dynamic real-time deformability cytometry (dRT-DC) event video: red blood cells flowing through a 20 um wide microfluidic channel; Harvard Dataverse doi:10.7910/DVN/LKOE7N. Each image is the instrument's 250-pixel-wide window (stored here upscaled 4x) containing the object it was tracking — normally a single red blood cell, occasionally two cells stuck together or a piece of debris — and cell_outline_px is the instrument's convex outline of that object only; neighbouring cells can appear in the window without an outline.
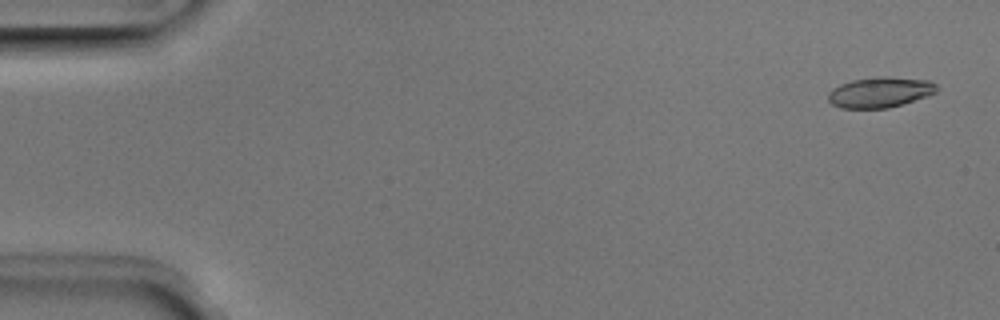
{"species": "Egyptian fruit bat (a non-hibernating species)", "species_latin": "Rousettus aegyptiacus", "temperature_condition": "room temperature", "stored_images_in_passage": 51, "camera_frame_rate_fps": 3000, "um_per_image_px": 0.085, "animal": {"sex": "male"}, "frame": {"image": 1, "passage_image": 2, "time_ms": 0.333, "image_size_px": [1000, 320], "cell_outline_px": [[936, 92], [888, 108], [840, 108], [832, 104], [828, 100], [828, 92], [832, 88], [840, 84], [852, 80], [876, 76], [884, 76], [928, 80], [936, 84]], "centroid_in_image_um": [74.73, 7.83], "position_along_channel_um": 10.3, "area_um2": 19.07}}
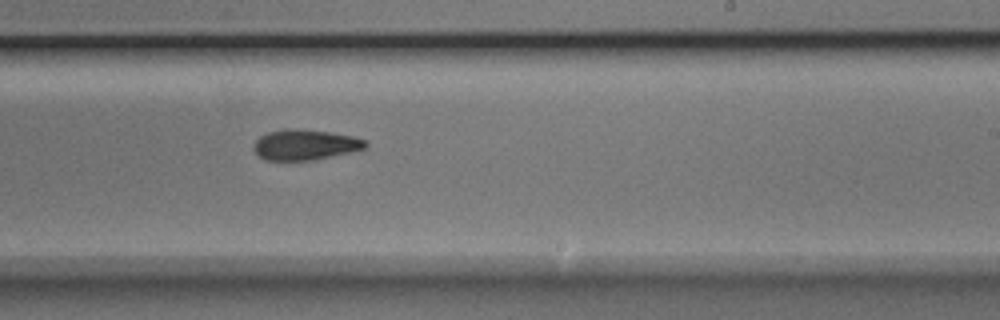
{"frame": {"image": 2, "passage_image": 31, "time_ms": 10.0, "image_size_px": [1000, 320], "cell_outline_px": [[368, 148], [312, 160], [264, 160], [252, 148], [252, 144], [260, 136], [268, 132], [284, 128], [288, 128], [328, 132], [352, 136], [364, 140], [368, 144]], "centroid_in_image_um": [25.9, 12.3], "position_along_channel_um": 263.1, "area_um2": 19.71}}
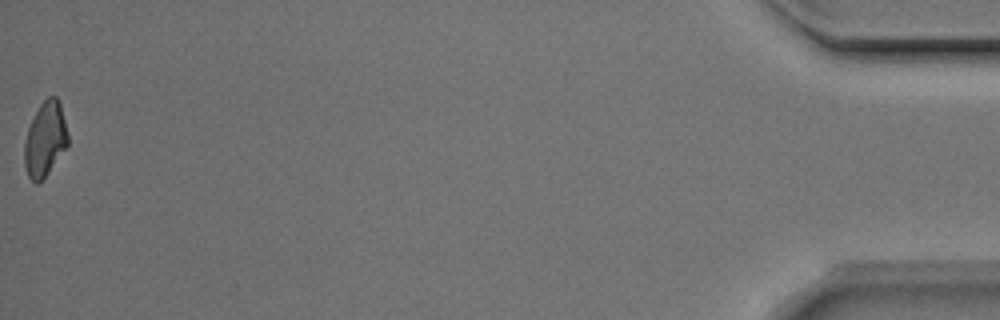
{"frame": {"image": 3, "passage_image": 51, "time_ms": 16.667, "image_size_px": [1000, 320], "cell_outline_px": [[68, 144], [44, 176], [36, 184], [28, 176], [24, 164], [24, 144], [28, 128], [40, 104], [48, 96], [56, 96], [60, 104], [68, 132]], "centroid_in_image_um": [3.83, 11.8], "position_along_channel_um": 431.4, "area_um2": 18.44}, "authors_computed_cell_mechanics": {"area_um2": 19.7676, "velocity_mm_per_s": 3.9884, "shape_relaxation_time_tau1_ms": 3.5963, "shape_relaxation_time_tau2_ms": 3.2327, "deformation_change_tau1": 0.1465, "deformation_change_tau2": 0.1078}}